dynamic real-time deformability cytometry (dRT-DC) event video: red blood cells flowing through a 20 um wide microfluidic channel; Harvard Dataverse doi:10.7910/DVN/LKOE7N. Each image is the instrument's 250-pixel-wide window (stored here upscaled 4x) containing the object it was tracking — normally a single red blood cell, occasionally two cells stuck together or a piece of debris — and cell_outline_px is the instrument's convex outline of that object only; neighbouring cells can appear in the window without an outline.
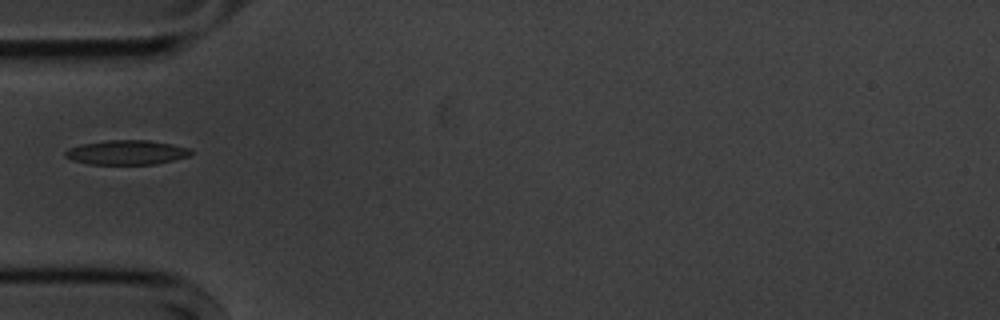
{"species": "common noctule bat (a hibernating species)", "species_latin": "Nyctalus noctula", "temperature_condition": "cold", "stored_images_in_passage": 39, "camera_frame_rate_fps": 3000, "um_per_image_px": 0.085, "animal": {"sex": "male", "body_mass_g": 20.1, "forearm_length_mm": 53.5}, "frame": {"image": 1, "passage_image": 1, "time_ms": 0.0, "image_size_px": [1000, 320], "cell_outline_px": [[192, 152], [188, 156], [156, 164], [88, 164], [72, 160], [64, 156], [64, 152], [68, 148], [80, 144], [108, 140], [148, 140], [172, 144], [192, 148]], "centroid_in_image_um": [10.74, 12.95], "position_along_channel_um": 74.3, "area_um2": 17.98}}
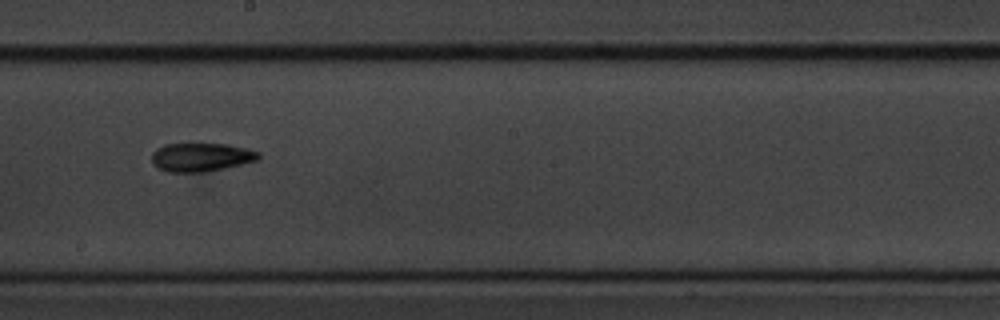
{"frame": {"image": 2, "passage_image": 14, "time_ms": 4.333, "image_size_px": [1000, 320], "cell_outline_px": [[260, 156], [256, 160], [224, 168], [204, 172], [168, 172], [160, 168], [152, 160], [152, 152], [156, 148], [164, 144], [228, 144], [248, 148], [260, 152]], "centroid_in_image_um": [17.1, 13.35], "position_along_channel_um": 231.1, "area_um2": 17.63}}
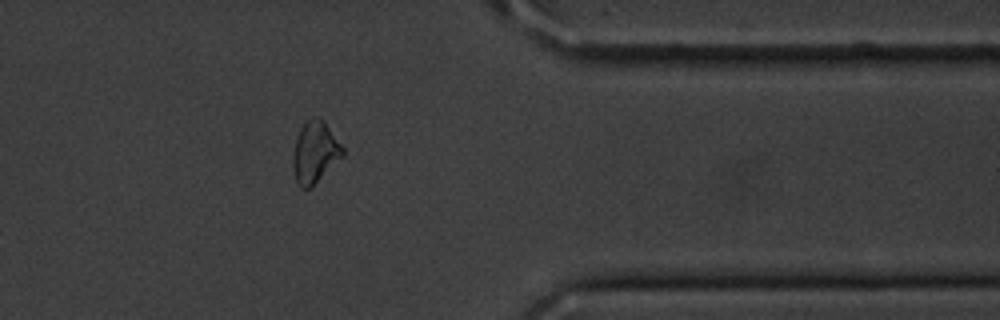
{"frame": {"image": 3, "passage_image": 28, "time_ms": 9.0, "image_size_px": [1000, 320], "cell_outline_px": [[344, 156], [308, 188], [300, 188], [296, 184], [292, 164], [292, 156], [296, 140], [300, 128], [312, 116], [320, 116], [324, 120], [344, 148]], "centroid_in_image_um": [26.76, 12.91], "position_along_channel_um": 384.6, "area_um2": 17.8}}